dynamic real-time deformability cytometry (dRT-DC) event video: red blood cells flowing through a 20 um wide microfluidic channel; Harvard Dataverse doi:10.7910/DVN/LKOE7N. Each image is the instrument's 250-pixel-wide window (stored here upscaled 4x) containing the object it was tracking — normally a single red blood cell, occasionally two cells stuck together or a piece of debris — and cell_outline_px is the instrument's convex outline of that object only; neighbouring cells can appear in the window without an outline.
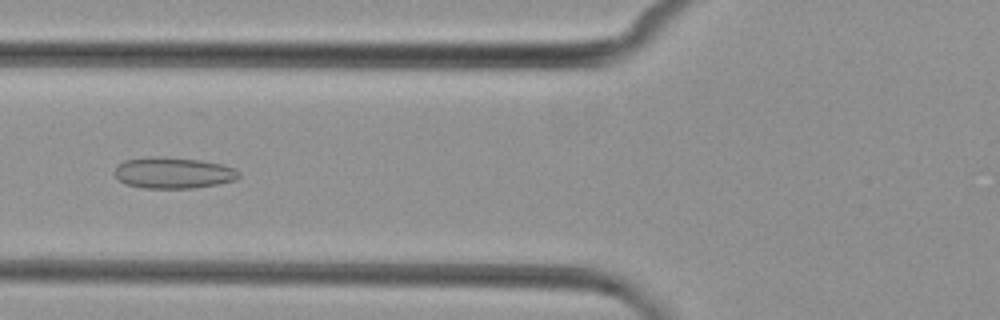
{"species": "common noctule bat (a hibernating species)", "species_latin": "Nyctalus noctula", "temperature_condition": "cold", "stored_images_in_passage": 5, "camera_frame_rate_fps": 3000, "um_per_image_px": 0.085, "animal": {"sex": "female", "body_mass_g": 29.2, "forearm_length_mm": 56.3}, "frame": {"image": 1, "passage_image": 5, "time_ms": 5.667, "image_size_px": [1000, 320], "cell_outline_px": [[240, 176], [236, 180], [216, 184], [192, 188], [144, 188], [128, 184], [120, 180], [112, 172], [124, 160], [152, 156], [160, 156], [200, 160], [224, 164], [236, 168], [240, 172]], "centroid_in_image_um": [14.76, 14.68], "position_along_channel_um": 111.0, "area_um2": 22.66}}